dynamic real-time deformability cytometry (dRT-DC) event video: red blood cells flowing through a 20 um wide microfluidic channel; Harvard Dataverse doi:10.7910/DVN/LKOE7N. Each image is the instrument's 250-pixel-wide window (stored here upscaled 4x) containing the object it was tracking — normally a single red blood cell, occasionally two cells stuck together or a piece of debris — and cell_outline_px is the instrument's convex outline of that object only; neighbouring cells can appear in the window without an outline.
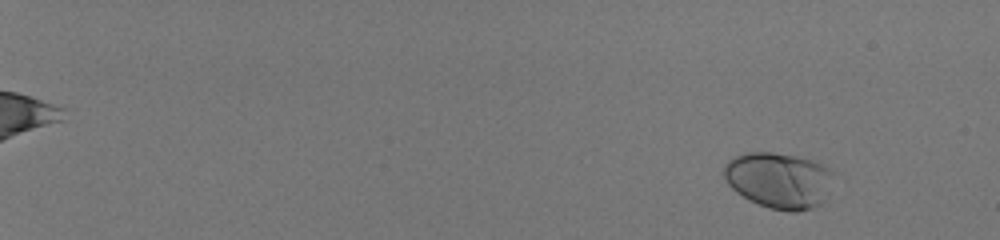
{"species": "human", "species_latin": "Homo sapiens", "temperature_condition": "room temperature", "stored_images_in_passage": 52, "camera_frame_rate_fps": 3000, "um_per_image_px": 0.085, "donor": {"sex": "male"}, "frame": {"image": 1, "passage_image": 1, "time_ms": 0.0, "image_size_px": [1000, 240], "cell_outline_px": [[832, 172], [820, 204], [812, 208], [796, 212], [788, 212], [768, 208], [748, 200], [736, 192], [728, 184], [724, 176], [724, 164], [728, 160], [736, 156], [748, 152], [772, 152], [796, 156], [812, 160], [828, 168]], "centroid_in_image_um": [66.12, 15.32], "position_along_channel_um": 18.9, "area_um2": 35.26}}
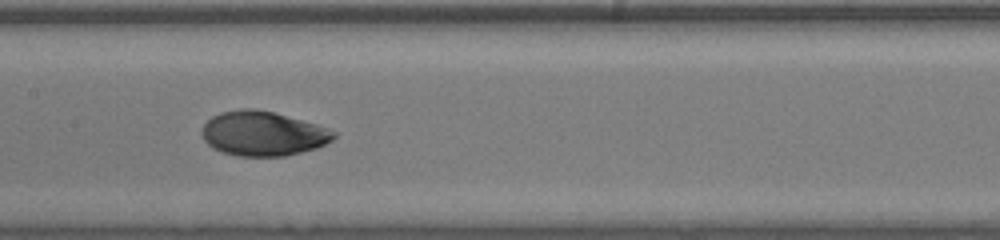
{"frame": {"image": 2, "passage_image": 30, "time_ms": 9.667, "image_size_px": [1000, 240], "cell_outline_px": [[336, 136], [332, 140], [316, 148], [284, 156], [236, 156], [220, 152], [212, 148], [204, 140], [200, 132], [204, 124], [212, 116], [220, 112], [240, 108], [252, 108], [272, 112], [316, 124], [336, 132]], "centroid_in_image_um": [22.3, 11.35], "position_along_channel_um": 185.1, "area_um2": 34.22}}
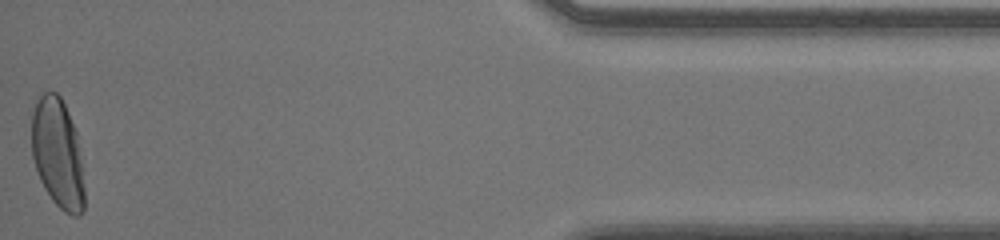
{"frame": {"image": 3, "passage_image": 52, "time_ms": 17.0, "image_size_px": [1000, 240], "cell_outline_px": [[84, 212], [80, 216], [72, 216], [64, 212], [52, 200], [44, 188], [40, 180], [32, 156], [32, 112], [36, 100], [44, 92], [56, 92], [60, 96], [68, 112], [76, 132], [84, 188]], "centroid_in_image_um": [4.89, 13.06], "position_along_channel_um": 430.3, "area_um2": 33.52}, "authors_computed_cell_mechanics": {"area_um2": 33.524, "velocity_mm_per_s": 4.0596, "shape_relaxation_time_tau1_ms": 3.4641, "shape_relaxation_time_tau2_ms": null, "deformation_change_tau1": 0.1626, "deformation_change_tau2": null}}